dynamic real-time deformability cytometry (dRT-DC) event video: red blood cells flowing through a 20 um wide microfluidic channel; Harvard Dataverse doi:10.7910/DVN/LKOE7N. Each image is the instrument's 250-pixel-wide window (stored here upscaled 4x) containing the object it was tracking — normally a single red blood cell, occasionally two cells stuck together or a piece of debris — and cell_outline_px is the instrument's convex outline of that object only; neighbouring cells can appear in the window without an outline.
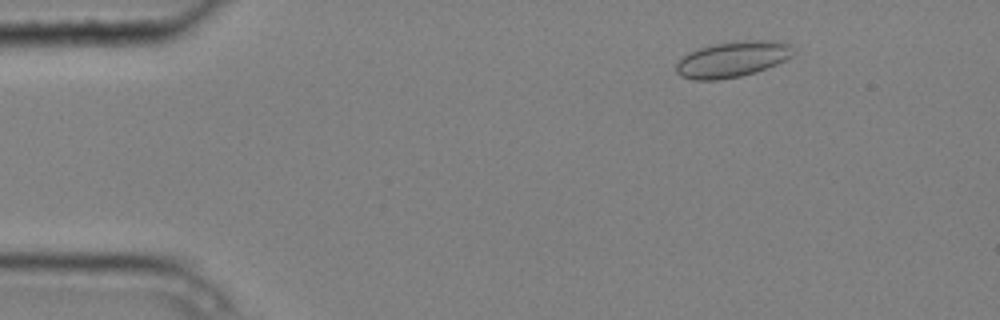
{"species": "common noctule bat (a hibernating species)", "species_latin": "Nyctalus noctula", "temperature_condition": "cold", "stored_images_in_passage": 3, "camera_frame_rate_fps": 3000, "um_per_image_px": 0.085, "animal": {"sex": "male", "body_mass_g": 20.4}, "frame": {"image": 1, "passage_image": 1, "time_ms": 0.0, "image_size_px": [1000, 320], "cell_outline_px": [[792, 56], [776, 64], [756, 72], [740, 76], [716, 80], [692, 80], [680, 76], [676, 72], [676, 64], [684, 56], [700, 48], [716, 44], [744, 40], [776, 40], [788, 44], [792, 48]], "centroid_in_image_um": [62.25, 5.05], "position_along_channel_um": 22.7, "area_um2": 24.1}}